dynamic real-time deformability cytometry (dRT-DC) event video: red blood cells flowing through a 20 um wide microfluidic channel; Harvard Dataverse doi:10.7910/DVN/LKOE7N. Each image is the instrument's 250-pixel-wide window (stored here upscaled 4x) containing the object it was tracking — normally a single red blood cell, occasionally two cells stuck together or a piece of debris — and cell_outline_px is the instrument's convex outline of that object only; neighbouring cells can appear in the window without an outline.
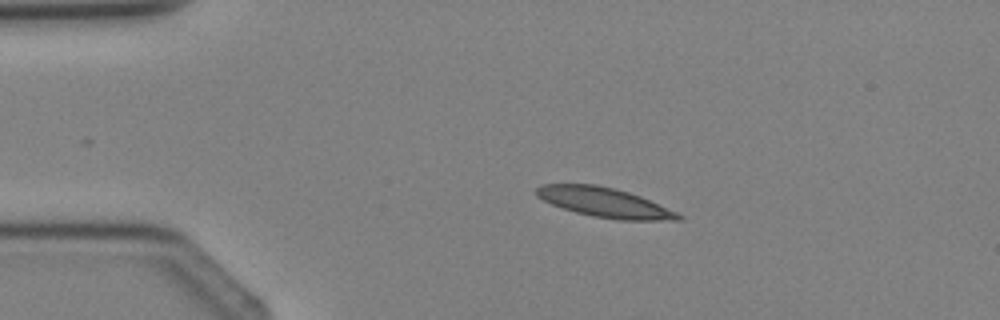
{"species": "Egyptian fruit bat (a non-hibernating species)", "species_latin": "Rousettus aegyptiacus", "temperature_condition": "cold", "stored_images_in_passage": 2, "camera_frame_rate_fps": 3000, "um_per_image_px": 0.085, "animal": {"sex": "female"}, "frame": {"image": 1, "passage_image": 2, "time_ms": 1.333, "image_size_px": [1000, 320], "cell_outline_px": [[684, 220], [620, 220], [592, 216], [576, 212], [552, 204], [536, 196], [536, 188], [540, 184], [596, 184], [616, 188], [640, 196], [676, 212], [684, 216]], "centroid_in_image_um": [51.39, 17.2], "position_along_channel_um": 33.6, "area_um2": 24.33}}